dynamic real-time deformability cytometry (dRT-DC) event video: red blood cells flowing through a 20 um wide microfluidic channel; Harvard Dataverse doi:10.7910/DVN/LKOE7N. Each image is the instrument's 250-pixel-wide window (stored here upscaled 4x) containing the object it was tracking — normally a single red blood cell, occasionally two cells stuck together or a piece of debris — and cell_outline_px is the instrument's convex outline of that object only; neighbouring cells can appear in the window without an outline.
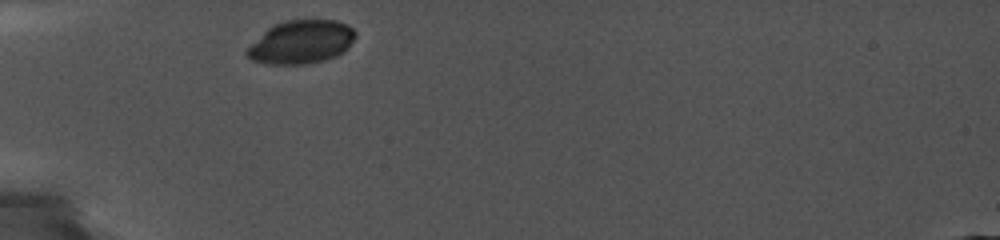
{"species": "common noctule bat (a hibernating species)", "species_latin": "Nyctalus noctula", "temperature_condition": "cold", "stored_images_in_passage": 29, "camera_frame_rate_fps": 5000, "um_per_image_px": 0.085, "animal": {"sex": "female", "body_mass_g": 19.0, "forearm_length_mm": 56.7}, "frame": {"image": 1, "passage_image": 1, "time_ms": 0.0, "image_size_px": [1000, 240], "cell_outline_px": [[356, 36], [348, 48], [344, 52], [336, 56], [324, 60], [308, 64], [268, 64], [252, 60], [244, 52], [268, 28], [284, 20], [336, 20], [348, 24], [356, 32]], "centroid_in_image_um": [25.65, 3.57], "position_along_channel_um": 59.4, "area_um2": 27.34}}
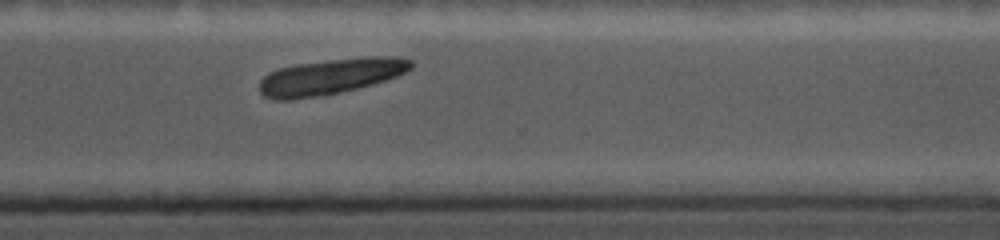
{"frame": {"image": 2, "passage_image": 22, "time_ms": 8.0, "image_size_px": [1000, 240], "cell_outline_px": [[412, 68], [396, 76], [372, 84], [356, 88], [336, 92], [292, 100], [272, 100], [264, 96], [260, 92], [260, 80], [268, 72], [280, 68], [296, 64], [328, 60], [364, 56], [396, 56], [412, 60]], "centroid_in_image_um": [28.07, 6.49], "position_along_channel_um": 342.5, "area_um2": 31.33}}
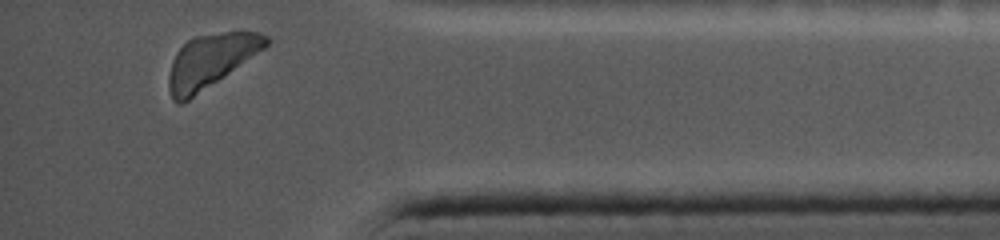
{"frame": {"image": 3, "passage_image": 28, "time_ms": 10.2, "image_size_px": [1000, 240], "cell_outline_px": [[268, 44], [264, 48], [224, 76], [188, 100], [180, 104], [172, 100], [168, 88], [168, 76], [172, 60], [176, 52], [188, 40], [196, 36], [224, 32], [256, 32], [268, 36]], "centroid_in_image_um": [17.85, 5.18], "position_along_channel_um": 417.4, "area_um2": 29.65}}